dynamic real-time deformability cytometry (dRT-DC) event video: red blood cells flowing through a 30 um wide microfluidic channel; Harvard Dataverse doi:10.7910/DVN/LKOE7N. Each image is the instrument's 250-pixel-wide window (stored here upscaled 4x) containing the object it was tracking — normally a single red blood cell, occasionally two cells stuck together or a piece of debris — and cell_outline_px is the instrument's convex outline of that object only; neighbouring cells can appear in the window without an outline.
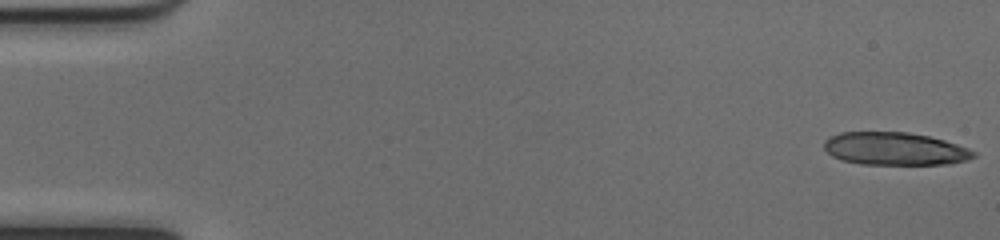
{"species": "common noctule bat (a hibernating species)", "species_latin": "Nyctalus noctula", "temperature_condition": "cold", "stored_images_in_passage": 47, "segment_of_instrument_passage": [1, 2], "camera_frame_rate_fps": 3000, "um_per_image_px": 0.085, "animal": {"sex": "female", "body_mass_g": 17.0, "forearm_length_mm": 48.0}, "frame": {"image": 1, "passage_image": 1, "time_ms": 0.0, "image_size_px": [1000, 240], "cell_outline_px": [[976, 156], [968, 160], [948, 164], [860, 164], [844, 160], [832, 156], [824, 148], [824, 140], [828, 136], [840, 132], [908, 132], [928, 136], [944, 140], [968, 148], [976, 152]], "centroid_in_image_um": [76.06, 12.64], "position_along_channel_um": 8.9, "area_um2": 28.61}}
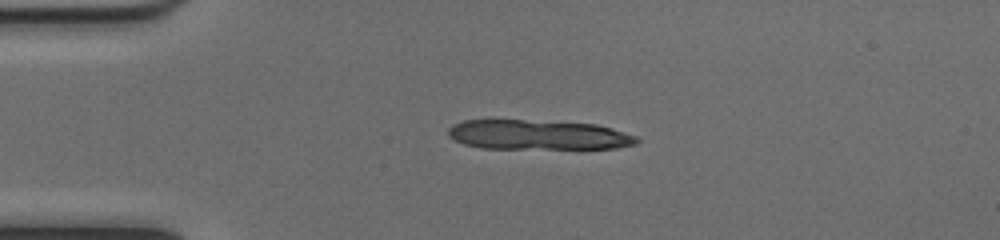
{"frame": {"image": 2, "passage_image": 12, "time_ms": 3.667, "image_size_px": [1000, 240], "cell_outline_px": [[640, 140], [636, 144], [620, 148], [480, 148], [464, 144], [448, 136], [448, 128], [452, 124], [464, 120], [492, 116], [596, 124], [612, 128], [636, 136]], "centroid_in_image_um": [45.64, 11.4], "position_along_channel_um": 39.4, "area_um2": 34.04}}